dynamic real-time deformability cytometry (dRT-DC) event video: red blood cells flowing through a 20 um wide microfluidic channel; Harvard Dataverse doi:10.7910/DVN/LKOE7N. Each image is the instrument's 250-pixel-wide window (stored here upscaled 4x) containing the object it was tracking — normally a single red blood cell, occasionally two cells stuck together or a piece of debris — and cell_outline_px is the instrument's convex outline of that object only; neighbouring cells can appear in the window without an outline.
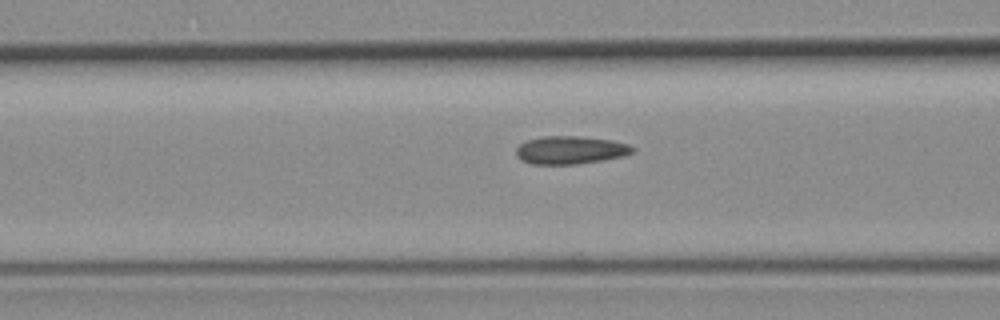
{"species": "common noctule bat (a hibernating species)", "species_latin": "Nyctalus noctula", "temperature_condition": "room temperature", "stored_images_in_passage": 30, "camera_frame_rate_fps": 3000, "um_per_image_px": 0.085, "animal": {"sex": "female", "body_mass_g": 19.3, "forearm_length_mm": 54.1}, "frame": {"image": 1, "passage_image": 15, "time_ms": 4.667, "image_size_px": [1000, 320], "cell_outline_px": [[636, 148], [632, 152], [624, 156], [604, 160], [576, 164], [532, 164], [520, 160], [516, 156], [516, 148], [524, 140], [544, 136], [580, 136], [612, 140], [628, 144]], "centroid_in_image_um": [48.46, 12.75], "position_along_channel_um": 118.1, "area_um2": 19.19}}
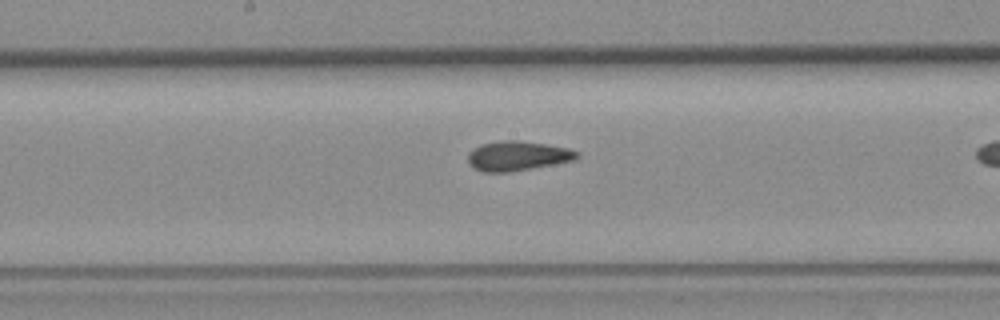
{"frame": {"image": 2, "passage_image": 22, "time_ms": 7.0, "image_size_px": [1000, 320], "cell_outline_px": [[580, 156], [576, 160], [508, 172], [484, 172], [472, 168], [468, 164], [468, 152], [480, 144], [500, 140], [520, 140], [568, 148], [580, 152]], "centroid_in_image_um": [43.97, 13.24], "position_along_channel_um": 204.2, "area_um2": 18.96}}
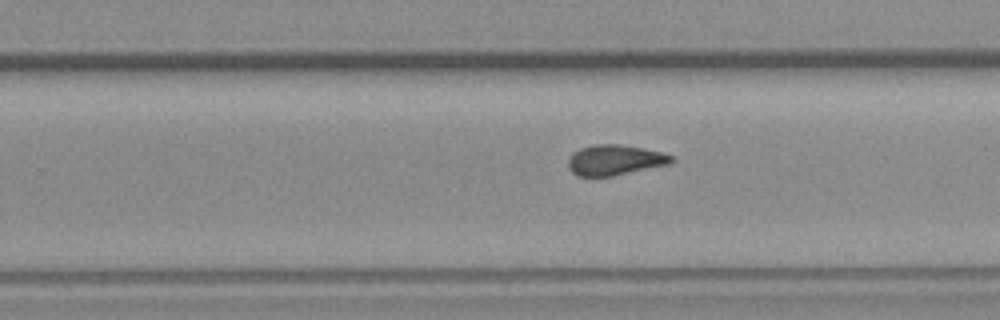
{"frame": {"image": 3, "passage_image": 28, "time_ms": 9.0, "image_size_px": [1000, 320], "cell_outline_px": [[676, 160], [672, 164], [612, 176], [576, 176], [568, 168], [568, 160], [572, 152], [580, 148], [596, 144], [616, 144], [664, 152], [672, 156]], "centroid_in_image_um": [52.28, 13.61], "position_along_channel_um": 277.5, "area_um2": 18.44}}